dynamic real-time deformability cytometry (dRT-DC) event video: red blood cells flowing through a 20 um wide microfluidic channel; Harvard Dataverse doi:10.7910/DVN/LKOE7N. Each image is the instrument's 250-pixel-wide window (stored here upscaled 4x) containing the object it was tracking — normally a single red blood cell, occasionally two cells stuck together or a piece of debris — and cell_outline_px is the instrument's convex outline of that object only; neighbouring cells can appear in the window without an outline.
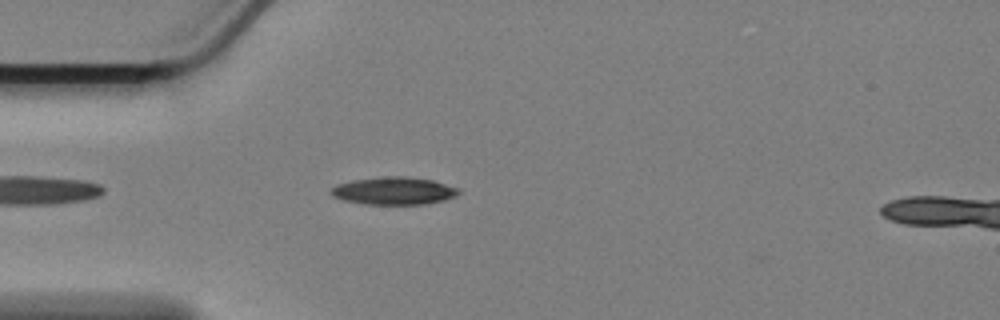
{"species": "Egyptian fruit bat (a non-hibernating species)", "species_latin": "Rousettus aegyptiacus", "temperature_condition": "cold", "stored_images_in_passage": 47, "camera_frame_rate_fps": 3000, "um_per_image_px": 0.085, "animal": {"sex": "female"}, "frame": {"image": 1, "passage_image": 5, "time_ms": 1.333, "image_size_px": [1000, 320], "cell_outline_px": [[460, 192], [456, 196], [444, 200], [424, 204], [364, 204], [344, 200], [332, 196], [328, 192], [336, 184], [352, 180], [384, 176], [404, 176], [432, 180], [460, 188]], "centroid_in_image_um": [33.46, 16.21], "position_along_channel_um": 51.5, "area_um2": 20.63}}
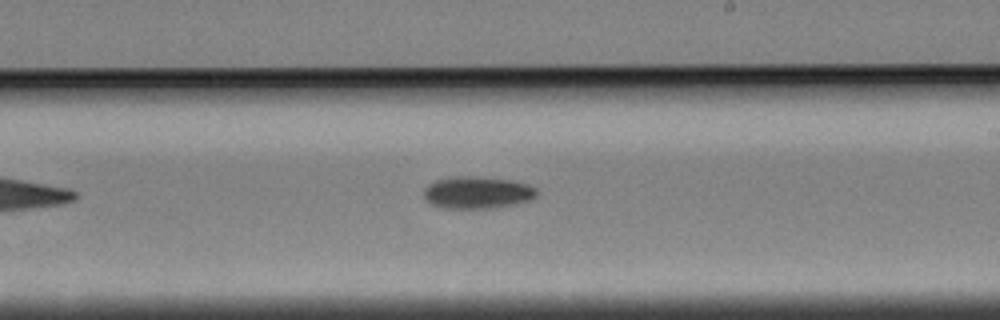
{"frame": {"image": 2, "passage_image": 23, "time_ms": 7.333, "image_size_px": [1000, 320], "cell_outline_px": [[536, 196], [528, 200], [488, 208], [444, 208], [432, 204], [424, 196], [424, 188], [428, 184], [436, 180], [464, 176], [512, 180], [528, 184], [536, 188]], "centroid_in_image_um": [40.55, 16.36], "position_along_channel_um": 248.5, "area_um2": 20.52}}
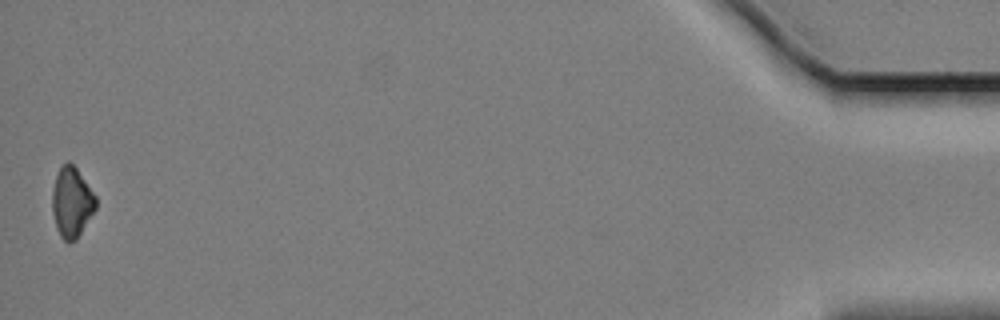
{"frame": {"image": 3, "passage_image": 47, "time_ms": 15.333, "image_size_px": [1000, 320], "cell_outline_px": [[96, 208], [76, 240], [68, 244], [60, 236], [56, 228], [52, 212], [52, 188], [56, 176], [60, 168], [68, 160], [76, 168], [96, 196]], "centroid_in_image_um": [6.08, 17.22], "position_along_channel_um": 429.1, "area_um2": 17.8}, "authors_computed_cell_mechanics": {"area_um2": 19.9988, "velocity_mm_per_s": 3.4116, "shape_relaxation_time_tau1_ms": 3.6055, "shape_relaxation_time_tau2_ms": null, "deformation_change_tau1": 0.0921, "deformation_change_tau2": null}}